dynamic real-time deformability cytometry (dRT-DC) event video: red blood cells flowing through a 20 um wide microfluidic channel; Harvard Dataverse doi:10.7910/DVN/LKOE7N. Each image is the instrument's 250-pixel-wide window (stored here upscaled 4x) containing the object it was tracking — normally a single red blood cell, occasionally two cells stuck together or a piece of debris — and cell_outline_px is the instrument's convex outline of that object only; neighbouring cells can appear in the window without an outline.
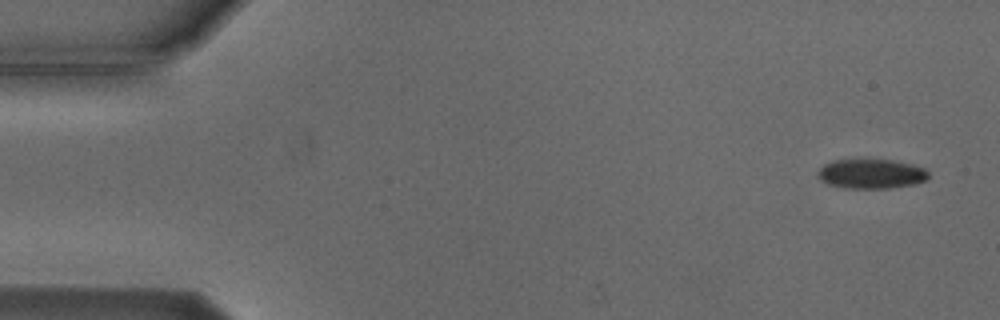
{"species": "Egyptian fruit bat (a non-hibernating species)", "species_latin": "Rousettus aegyptiacus", "temperature_condition": "cold", "stored_images_in_passage": 4, "camera_frame_rate_fps": 3000, "um_per_image_px": 0.085, "animal": {"sex": "male"}, "frame": {"image": 1, "passage_image": 1, "time_ms": 0.0, "image_size_px": [1000, 320], "cell_outline_px": [[928, 180], [916, 184], [888, 188], [844, 188], [828, 184], [820, 180], [816, 176], [816, 172], [824, 164], [832, 160], [856, 156], [864, 156], [892, 160], [912, 164], [924, 168], [928, 172]], "centroid_in_image_um": [74.0, 14.72], "position_along_channel_um": 11.0, "area_um2": 20.17}}